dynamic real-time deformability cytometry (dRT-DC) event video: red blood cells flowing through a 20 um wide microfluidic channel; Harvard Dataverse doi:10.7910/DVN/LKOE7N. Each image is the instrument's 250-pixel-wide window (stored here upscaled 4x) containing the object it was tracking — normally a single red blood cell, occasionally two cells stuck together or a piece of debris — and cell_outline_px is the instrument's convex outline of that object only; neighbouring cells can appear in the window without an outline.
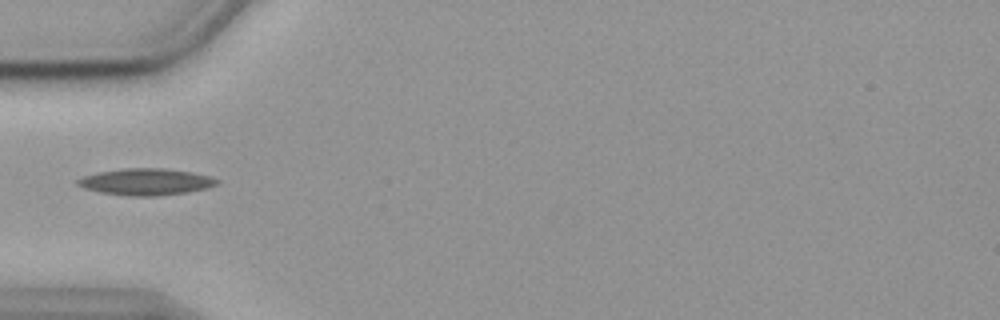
{"species": "common noctule bat (a hibernating species)", "species_latin": "Nyctalus noctula", "temperature_condition": "cold", "stored_images_in_passage": 34, "camera_frame_rate_fps": 3000, "um_per_image_px": 0.085, "animal": {"sex": "female", "body_mass_g": 19.9}, "frame": {"image": 1, "passage_image": 1, "time_ms": 0.0, "image_size_px": [1000, 320], "cell_outline_px": [[220, 180], [216, 184], [208, 188], [188, 192], [156, 196], [128, 196], [100, 192], [84, 188], [76, 184], [76, 180], [84, 176], [96, 172], [124, 168], [164, 168], [192, 172], [212, 176]], "centroid_in_image_um": [12.41, 15.45], "position_along_channel_um": 72.6, "area_um2": 21.79}}
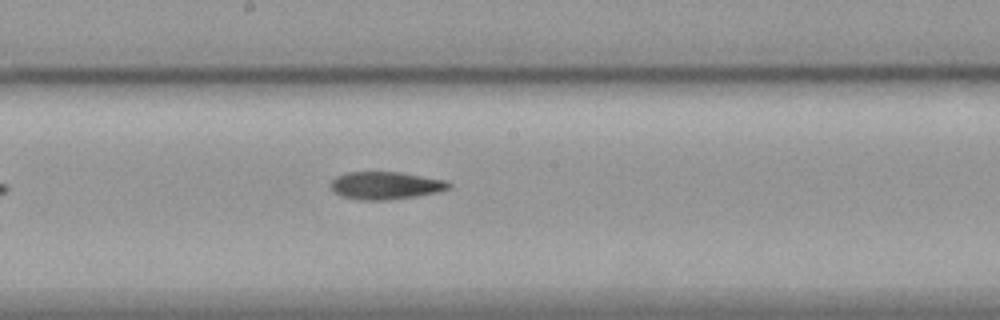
{"frame": {"image": 2, "passage_image": 13, "time_ms": 4.0, "image_size_px": [1000, 320], "cell_outline_px": [[452, 188], [436, 192], [416, 196], [384, 200], [360, 200], [340, 196], [332, 192], [328, 184], [336, 176], [344, 172], [400, 172], [444, 180], [452, 184]], "centroid_in_image_um": [32.7, 15.76], "position_along_channel_um": 215.5, "area_um2": 19.19}}
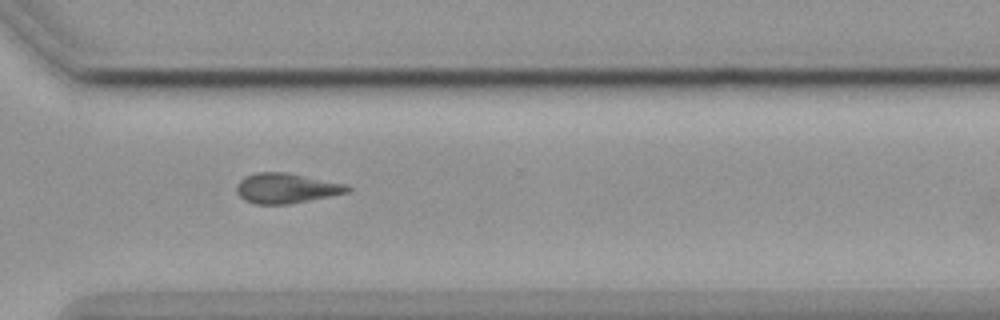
{"frame": {"image": 3, "passage_image": 24, "time_ms": 7.667, "image_size_px": [1000, 320], "cell_outline_px": [[352, 188], [348, 192], [288, 204], [256, 204], [244, 200], [236, 192], [236, 184], [244, 176], [256, 172], [284, 172], [348, 184]], "centroid_in_image_um": [24.3, 15.99], "position_along_channel_um": 346.3, "area_um2": 19.36}}